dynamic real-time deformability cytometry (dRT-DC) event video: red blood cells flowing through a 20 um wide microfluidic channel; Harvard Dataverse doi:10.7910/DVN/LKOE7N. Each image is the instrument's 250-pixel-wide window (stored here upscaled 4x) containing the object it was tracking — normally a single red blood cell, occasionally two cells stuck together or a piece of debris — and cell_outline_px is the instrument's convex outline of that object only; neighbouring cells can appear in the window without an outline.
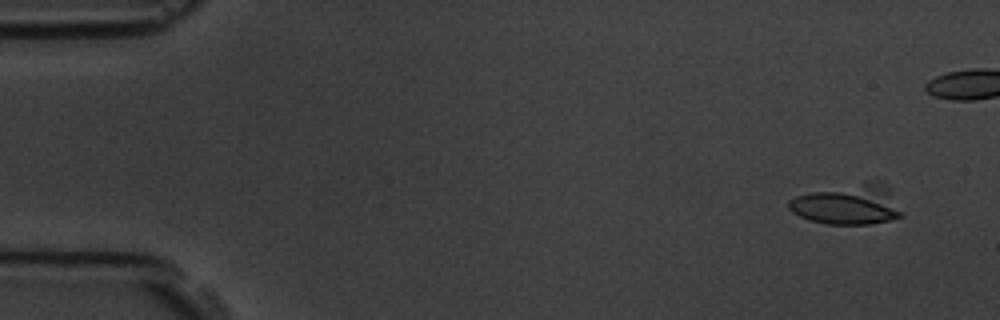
{"species": "common noctule bat (a hibernating species)", "species_latin": "Nyctalus noctula", "temperature_condition": "room temperature", "stored_images_in_passage": 16, "camera_frame_rate_fps": 3000, "um_per_image_px": 0.085, "animal": {"sex": "male", "body_mass_g": 19.5, "forearm_length_mm": 54.6}, "frame": {"image": 1, "passage_image": 1, "time_ms": 0.0, "image_size_px": [1000, 320], "cell_outline_px": [[904, 216], [888, 220], [868, 224], [824, 224], [808, 220], [792, 212], [788, 208], [788, 200], [796, 196], [812, 192], [868, 180], [884, 180], [892, 188], [904, 212]], "centroid_in_image_um": [72.19, 17.35], "position_along_channel_um": 12.8, "area_um2": 27.28}}